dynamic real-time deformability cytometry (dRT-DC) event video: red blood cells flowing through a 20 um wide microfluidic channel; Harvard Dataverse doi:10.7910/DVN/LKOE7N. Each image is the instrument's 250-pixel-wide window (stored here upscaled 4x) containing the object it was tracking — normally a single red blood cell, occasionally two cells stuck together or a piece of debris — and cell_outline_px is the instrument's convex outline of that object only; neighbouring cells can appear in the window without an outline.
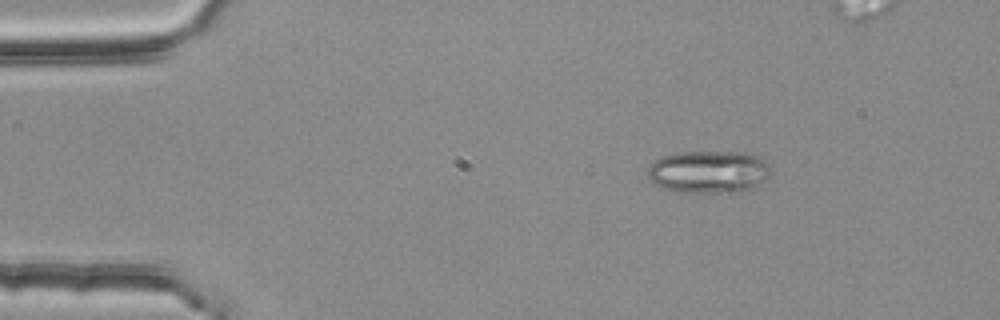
{"species": "common noctule bat (a hibernating species)", "species_latin": "Nyctalus noctula", "temperature_condition": "room temperature", "stored_images_in_passage": 4, "camera_frame_rate_fps": 3000, "um_per_image_px": 0.085, "animal": {"sex": "female", "body_mass_g": 25.1}, "frame": {"image": 1, "passage_image": 1, "time_ms": 0.0, "image_size_px": [1000, 320], "cell_outline_px": [[768, 176], [764, 180], [748, 192], [684, 192], [664, 188], [648, 180], [648, 168], [656, 160], [664, 156], [676, 152], [744, 152], [756, 156], [764, 160], [768, 164]], "centroid_in_image_um": [60.24, 14.61], "position_along_channel_um": 24.8, "area_um2": 30.35}}
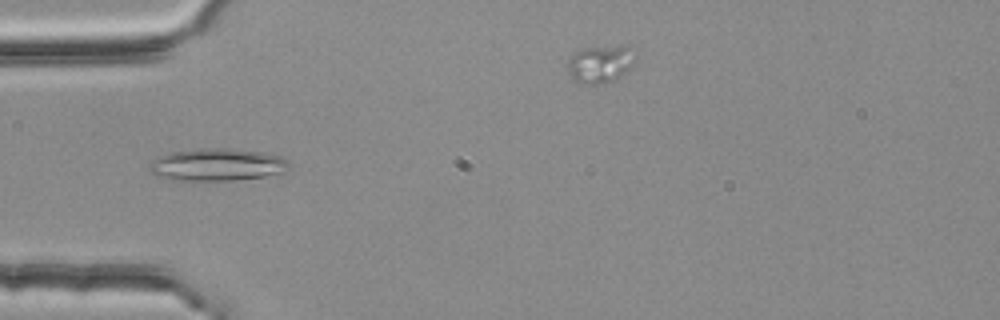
{"frame": {"image": 2, "passage_image": 3, "time_ms": 0.667, "image_size_px": [1000, 320], "cell_outline_px": [[288, 172], [264, 176], [232, 180], [172, 180], [148, 172], [148, 164], [152, 160], [160, 156], [172, 152], [208, 148], [224, 148], [260, 152], [280, 156], [288, 160]], "centroid_in_image_um": [18.44, 14.0], "position_along_channel_um": 66.6, "area_um2": 26.18}}